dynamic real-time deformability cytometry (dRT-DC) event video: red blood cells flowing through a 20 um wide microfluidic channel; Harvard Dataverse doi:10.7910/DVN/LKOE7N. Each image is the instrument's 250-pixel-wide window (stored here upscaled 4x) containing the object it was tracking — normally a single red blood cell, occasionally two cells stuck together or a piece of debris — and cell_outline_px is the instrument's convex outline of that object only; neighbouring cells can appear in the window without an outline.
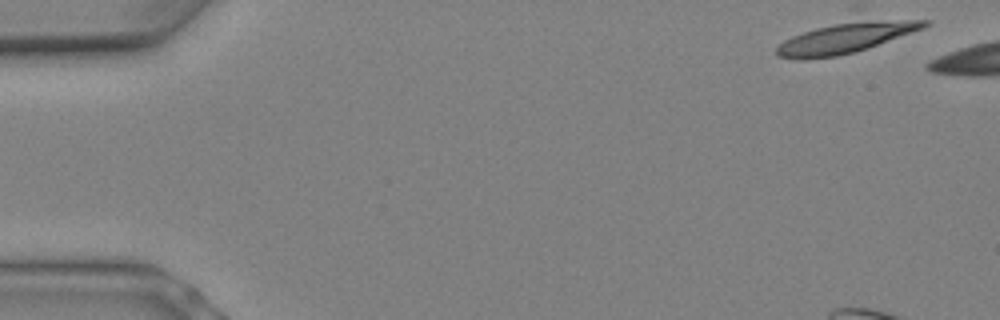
{"species": "Egyptian fruit bat (a non-hibernating species)", "species_latin": "Rousettus aegyptiacus", "temperature_condition": "warm", "stored_images_in_passage": 3, "camera_frame_rate_fps": 3000, "um_per_image_px": 0.085, "animal": {"sex": "female"}, "frame": {"image": 1, "passage_image": 1, "time_ms": 0.0, "image_size_px": [1000, 320], "cell_outline_px": [[932, 24], [924, 28], [868, 48], [856, 52], [836, 56], [804, 60], [800, 60], [776, 56], [776, 48], [784, 40], [792, 36], [816, 28], [856, 20], [932, 20]], "centroid_in_image_um": [71.89, 3.23], "position_along_channel_um": 13.1, "area_um2": 26.01}}